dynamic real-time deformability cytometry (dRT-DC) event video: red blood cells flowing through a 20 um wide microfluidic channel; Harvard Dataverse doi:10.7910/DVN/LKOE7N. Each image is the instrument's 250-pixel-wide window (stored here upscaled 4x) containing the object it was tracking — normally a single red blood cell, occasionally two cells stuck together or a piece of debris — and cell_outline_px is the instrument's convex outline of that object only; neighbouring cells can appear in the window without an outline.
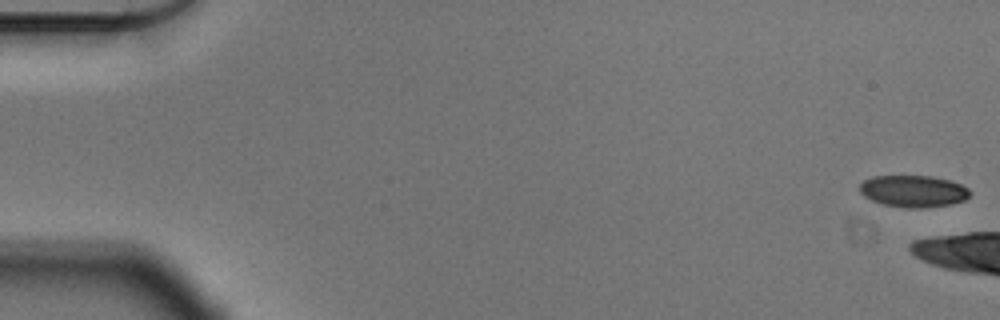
{"species": "Egyptian fruit bat (a non-hibernating species)", "species_latin": "Rousettus aegyptiacus", "temperature_condition": "cold", "stored_images_in_passage": 11, "camera_frame_rate_fps": 3000, "um_per_image_px": 0.085, "animal": {"sex": "male"}, "frame": {"image": 1, "passage_image": 1, "time_ms": 0.0, "image_size_px": [1000, 320], "cell_outline_px": [[972, 192], [964, 200], [948, 204], [920, 208], [908, 208], [880, 204], [864, 196], [860, 192], [860, 184], [864, 180], [872, 176], [932, 176], [948, 180], [960, 184], [968, 188]], "centroid_in_image_um": [77.61, 16.24], "position_along_channel_um": 7.4, "area_um2": 20.35}}